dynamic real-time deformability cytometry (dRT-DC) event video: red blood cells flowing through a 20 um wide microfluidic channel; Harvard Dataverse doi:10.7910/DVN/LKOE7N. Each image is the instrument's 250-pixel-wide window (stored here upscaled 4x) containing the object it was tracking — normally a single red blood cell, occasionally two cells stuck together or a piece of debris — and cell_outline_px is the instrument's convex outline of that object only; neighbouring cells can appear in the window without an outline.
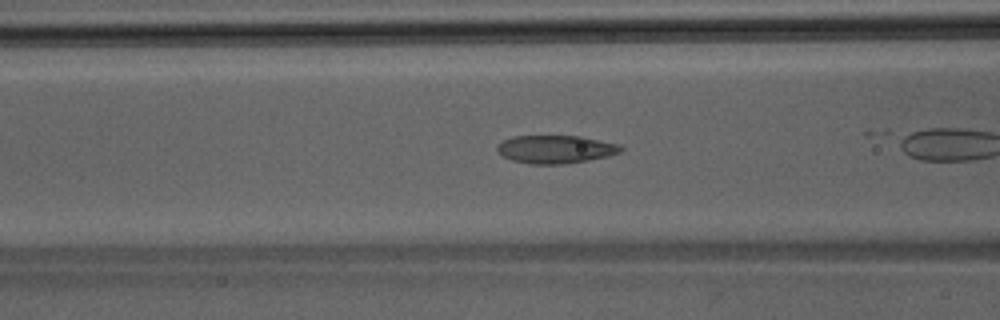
{"species": "Egyptian fruit bat (a non-hibernating species)", "species_latin": "Rousettus aegyptiacus", "temperature_condition": "room temperature", "stored_images_in_passage": 17, "camera_frame_rate_fps": 3000, "um_per_image_px": 0.085, "animal": {"sex": "male"}, "frame": {"image": 1, "passage_image": 15, "time_ms": 4.667, "image_size_px": [1000, 320], "cell_outline_px": [[624, 148], [620, 152], [608, 156], [588, 160], [564, 164], [532, 164], [512, 160], [504, 156], [496, 148], [496, 144], [512, 136], [584, 136], [620, 144]], "centroid_in_image_um": [47.26, 12.68], "position_along_channel_um": 119.3, "area_um2": 20.29}}